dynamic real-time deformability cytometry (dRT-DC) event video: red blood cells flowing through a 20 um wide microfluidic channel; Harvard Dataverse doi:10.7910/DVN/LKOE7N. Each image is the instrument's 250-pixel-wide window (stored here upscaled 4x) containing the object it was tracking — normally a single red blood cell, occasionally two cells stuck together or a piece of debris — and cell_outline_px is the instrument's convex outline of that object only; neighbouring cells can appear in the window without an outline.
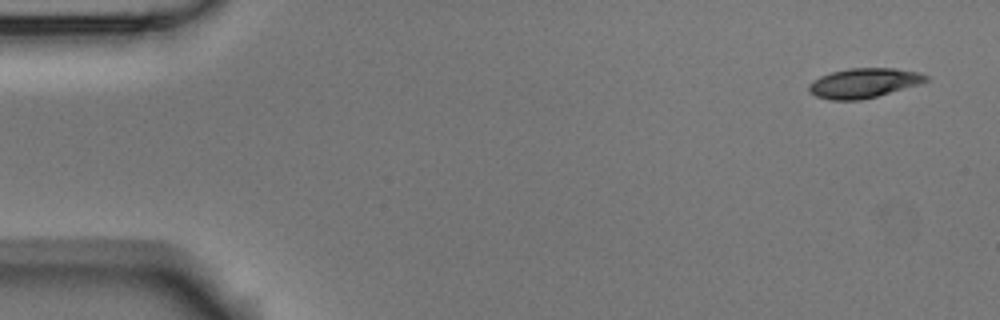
{"species": "Egyptian fruit bat (a non-hibernating species)", "species_latin": "Rousettus aegyptiacus", "temperature_condition": "room temperature", "stored_images_in_passage": 5, "camera_frame_rate_fps": 3000, "um_per_image_px": 0.085, "animal": {"sex": "male"}, "frame": {"image": 1, "passage_image": 1, "time_ms": 0.0, "image_size_px": [1000, 320], "cell_outline_px": [[928, 80], [920, 84], [876, 96], [860, 100], [828, 100], [816, 96], [808, 92], [808, 84], [812, 80], [820, 76], [832, 72], [848, 68], [896, 68], [920, 72], [928, 76]], "centroid_in_image_um": [73.39, 7.05], "position_along_channel_um": 11.6, "area_um2": 20.35}}